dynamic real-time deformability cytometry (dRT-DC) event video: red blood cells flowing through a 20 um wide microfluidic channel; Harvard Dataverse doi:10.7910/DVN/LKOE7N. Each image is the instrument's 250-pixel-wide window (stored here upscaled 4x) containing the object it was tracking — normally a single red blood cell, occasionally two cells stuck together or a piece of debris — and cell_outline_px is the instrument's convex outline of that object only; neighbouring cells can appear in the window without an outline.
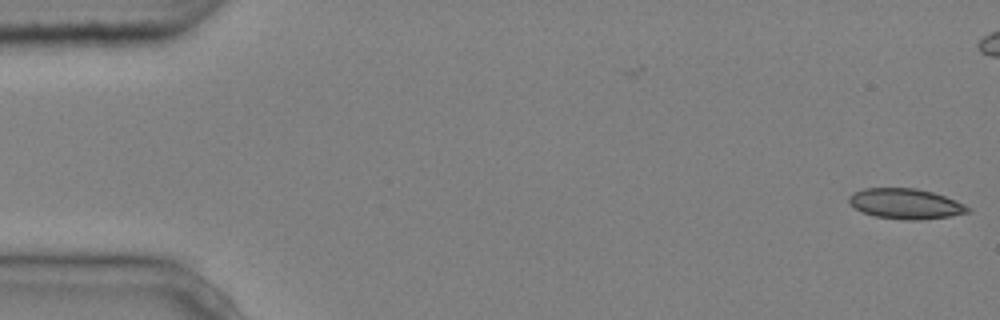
{"species": "common noctule bat (a hibernating species)", "species_latin": "Nyctalus noctula", "temperature_condition": "cold", "stored_images_in_passage": 5, "camera_frame_rate_fps": 3000, "um_per_image_px": 0.085, "animal": {"sex": "male", "body_mass_g": 20.4}, "frame": {"image": 1, "passage_image": 1, "time_ms": 0.0, "image_size_px": [1000, 320], "cell_outline_px": [[972, 208], [968, 212], [952, 216], [920, 220], [908, 220], [876, 216], [860, 212], [848, 204], [848, 196], [852, 192], [864, 188], [916, 188], [932, 192], [944, 196], [964, 204]], "centroid_in_image_um": [76.93, 17.32], "position_along_channel_um": 8.1, "area_um2": 21.15}}
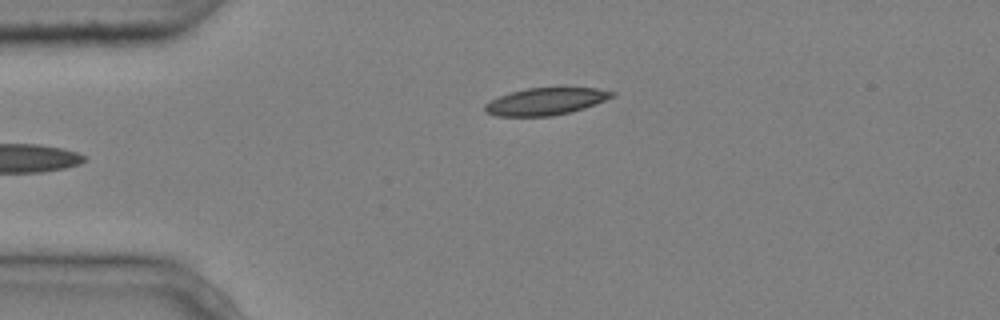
{"frame": {"image": 2, "passage_image": 5, "time_ms": 1.333, "image_size_px": [1000, 320], "cell_outline_px": [[616, 92], [612, 96], [604, 100], [584, 108], [552, 116], [496, 116], [488, 112], [484, 108], [484, 104], [500, 96], [512, 92], [528, 88], [596, 88]], "centroid_in_image_um": [46.37, 8.62], "position_along_channel_um": 38.6, "area_um2": 19.65}}